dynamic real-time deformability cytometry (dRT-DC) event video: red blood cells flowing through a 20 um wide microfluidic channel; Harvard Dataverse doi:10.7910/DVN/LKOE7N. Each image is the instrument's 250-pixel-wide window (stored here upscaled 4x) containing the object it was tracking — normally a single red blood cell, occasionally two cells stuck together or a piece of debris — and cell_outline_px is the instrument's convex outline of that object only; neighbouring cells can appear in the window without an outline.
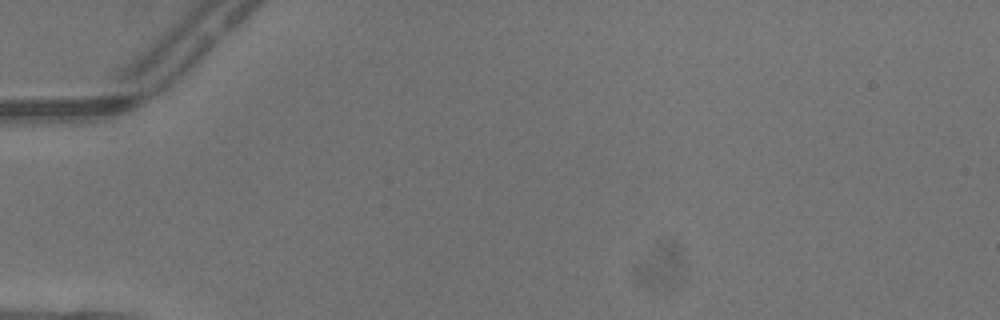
{"species": "common noctule bat (a hibernating species)", "species_latin": "Nyctalus noctula", "temperature_condition": "warm", "stored_images_in_passage": 1, "camera_frame_rate_fps": 3000, "um_per_image_px": 0.085, "animal": {"sex": "male", "body_mass_g": 13.3}, "frame": {"image": 1, "passage_image": 1, "time_ms": 0.0, "image_size_px": [1000, 320], "cell_outline_px": [[224, 64], [208, 80], [168, 112], [152, 112], [152, 92], [204, 40], [208, 40], [212, 44]], "centroid_in_image_um": [15.88, 6.6], "position_along_channel_um": 69.1, "area_um2": 17.17}}